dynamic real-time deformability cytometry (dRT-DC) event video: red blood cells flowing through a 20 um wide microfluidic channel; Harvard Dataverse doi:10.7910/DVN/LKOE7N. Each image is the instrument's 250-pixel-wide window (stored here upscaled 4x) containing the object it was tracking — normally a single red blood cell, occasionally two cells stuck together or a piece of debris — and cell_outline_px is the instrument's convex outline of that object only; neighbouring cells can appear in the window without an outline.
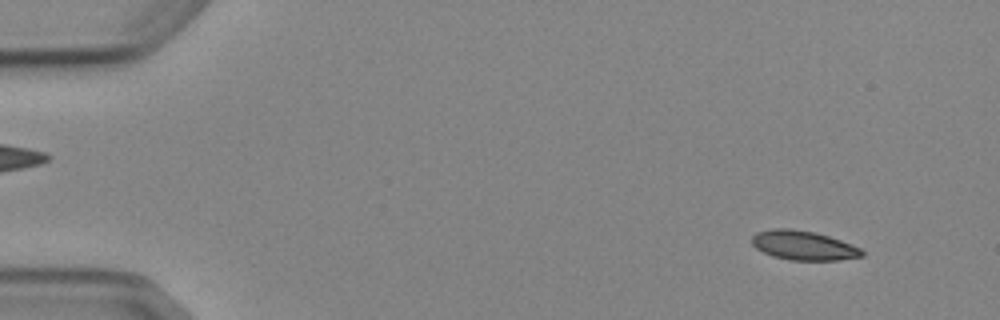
{"species": "Egyptian fruit bat (a non-hibernating species)", "species_latin": "Rousettus aegyptiacus", "temperature_condition": "cold", "stored_images_in_passage": 4, "camera_frame_rate_fps": 3000, "um_per_image_px": 0.085, "animal": {"sex": "female"}, "frame": {"image": 1, "passage_image": 1, "time_ms": 0.0, "image_size_px": [1000, 320], "cell_outline_px": [[864, 256], [840, 260], [788, 260], [772, 256], [756, 248], [752, 244], [752, 236], [756, 232], [772, 228], [788, 228], [812, 232], [828, 236], [840, 240], [860, 248], [864, 252]], "centroid_in_image_um": [68.27, 20.86], "position_along_channel_um": 16.7, "area_um2": 18.73}}
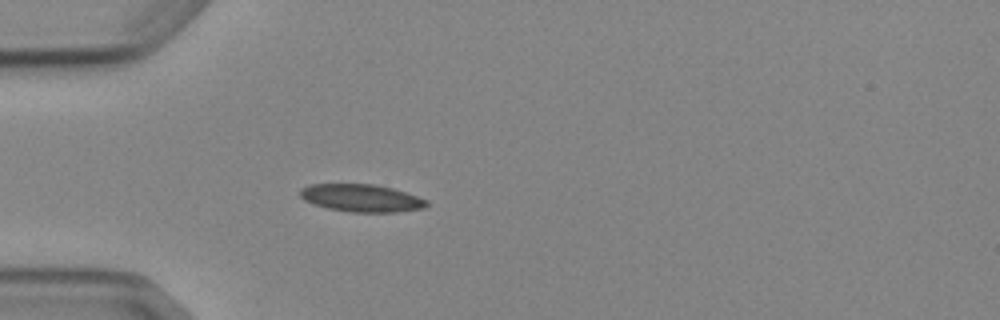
{"frame": {"image": 2, "passage_image": 4, "time_ms": 3.667, "image_size_px": [1000, 320], "cell_outline_px": [[428, 204], [424, 208], [396, 212], [348, 212], [328, 208], [312, 204], [304, 200], [300, 196], [300, 188], [308, 184], [372, 184], [392, 188], [428, 200]], "centroid_in_image_um": [30.68, 16.83], "position_along_channel_um": 54.3, "area_um2": 20.35}}